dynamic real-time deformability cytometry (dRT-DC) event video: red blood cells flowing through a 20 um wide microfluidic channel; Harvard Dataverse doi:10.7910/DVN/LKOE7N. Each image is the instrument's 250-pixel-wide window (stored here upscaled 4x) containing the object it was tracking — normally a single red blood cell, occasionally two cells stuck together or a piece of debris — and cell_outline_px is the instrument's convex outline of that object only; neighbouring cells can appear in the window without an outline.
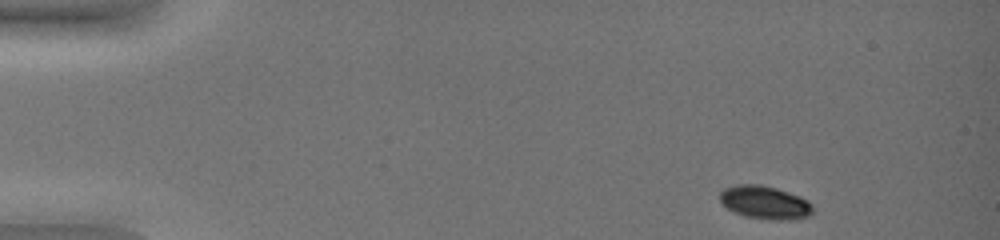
{"species": "common noctule bat (a hibernating species)", "species_latin": "Nyctalus noctula", "temperature_condition": "warm", "stored_images_in_passage": 16, "camera_frame_rate_fps": 3000, "um_per_image_px": 0.085, "animal": {"sex": "female", "body_mass_g": 19.0, "forearm_length_mm": 51.5}, "frame": {"image": 1, "passage_image": 1, "time_ms": 0.0, "image_size_px": [1000, 240], "cell_outline_px": [[812, 212], [808, 216], [796, 220], [768, 220], [744, 216], [732, 212], [720, 200], [720, 192], [724, 188], [736, 184], [760, 184], [776, 188], [800, 196], [808, 200], [812, 204]], "centroid_in_image_um": [65.02, 17.22], "position_along_channel_um": 20.0, "area_um2": 18.21}}
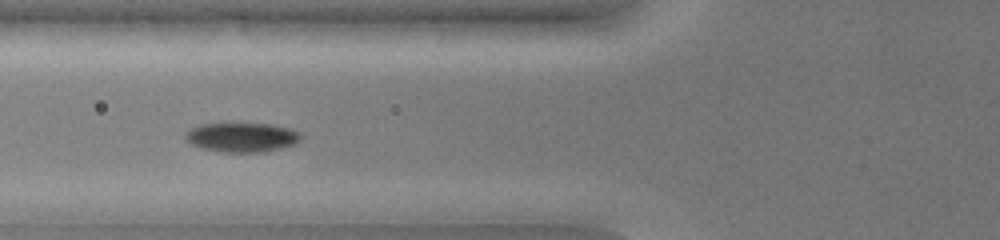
{"frame": {"image": 2, "passage_image": 14, "time_ms": 4.333, "image_size_px": [1000, 240], "cell_outline_px": [[300, 140], [296, 144], [284, 148], [268, 152], [220, 152], [200, 148], [184, 140], [184, 132], [188, 128], [200, 124], [224, 120], [240, 120], [272, 124], [288, 128], [300, 132]], "centroid_in_image_um": [20.49, 11.61], "position_along_channel_um": 105.3, "area_um2": 21.39}}
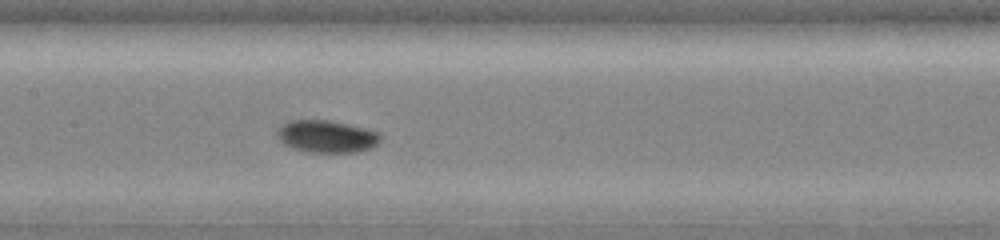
{"frame": {"image": 3, "passage_image": 16, "time_ms": 5.0, "image_size_px": [1000, 240], "cell_outline_px": [[380, 140], [376, 144], [368, 148], [356, 152], [308, 152], [292, 148], [284, 144], [280, 140], [276, 132], [276, 128], [288, 120], [328, 120], [348, 124], [380, 132]], "centroid_in_image_um": [27.72, 11.58], "position_along_channel_um": 179.7, "area_um2": 19.42}}